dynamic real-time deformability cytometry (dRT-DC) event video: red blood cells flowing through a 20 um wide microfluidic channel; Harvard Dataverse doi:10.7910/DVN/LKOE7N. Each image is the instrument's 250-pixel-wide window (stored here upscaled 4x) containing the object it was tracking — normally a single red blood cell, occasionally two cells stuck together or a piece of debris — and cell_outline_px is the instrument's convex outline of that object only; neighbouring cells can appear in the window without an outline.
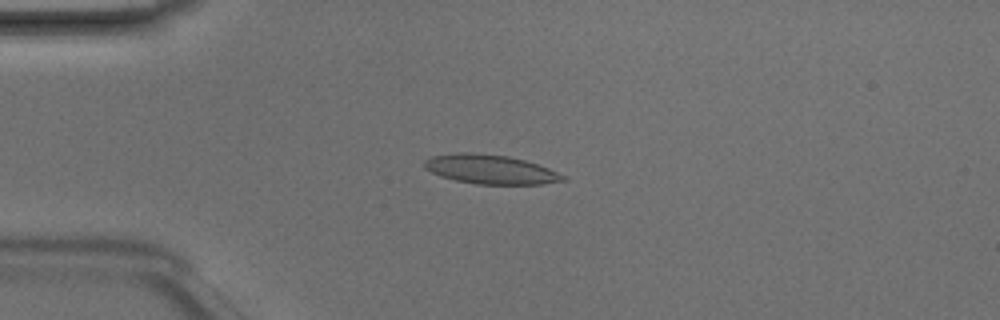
{"species": "Egyptian fruit bat (a non-hibernating species)", "species_latin": "Rousettus aegyptiacus", "temperature_condition": "room temperature", "stored_images_in_passage": 42, "camera_frame_rate_fps": 3000, "um_per_image_px": 0.085, "animal": {"sex": "male"}, "frame": {"image": 1, "passage_image": 12, "time_ms": 3.667, "image_size_px": [1000, 320], "cell_outline_px": [[568, 180], [544, 184], [476, 184], [456, 180], [440, 176], [424, 168], [424, 160], [432, 156], [460, 152], [472, 152], [508, 156], [524, 160], [548, 168], [568, 176]], "centroid_in_image_um": [41.71, 14.4], "position_along_channel_um": 43.3, "area_um2": 23.64}}
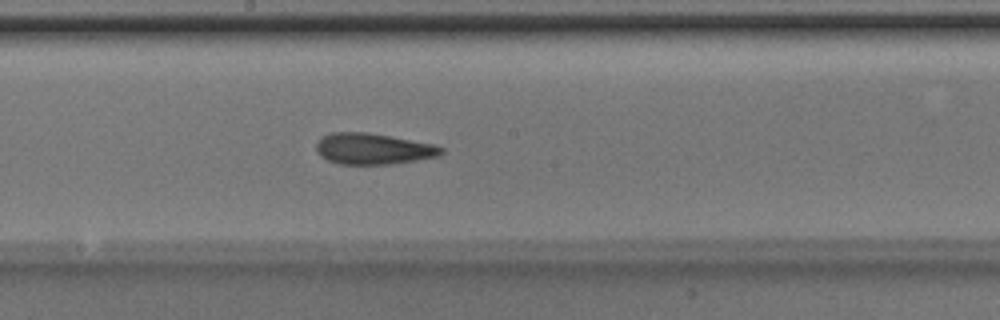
{"frame": {"image": 2, "passage_image": 26, "time_ms": 8.333, "image_size_px": [1000, 320], "cell_outline_px": [[444, 152], [440, 156], [392, 164], [340, 164], [328, 160], [320, 156], [316, 152], [316, 140], [320, 136], [332, 132], [368, 132], [436, 144], [444, 148]], "centroid_in_image_um": [31.71, 12.64], "position_along_channel_um": 216.5, "area_um2": 23.0}}
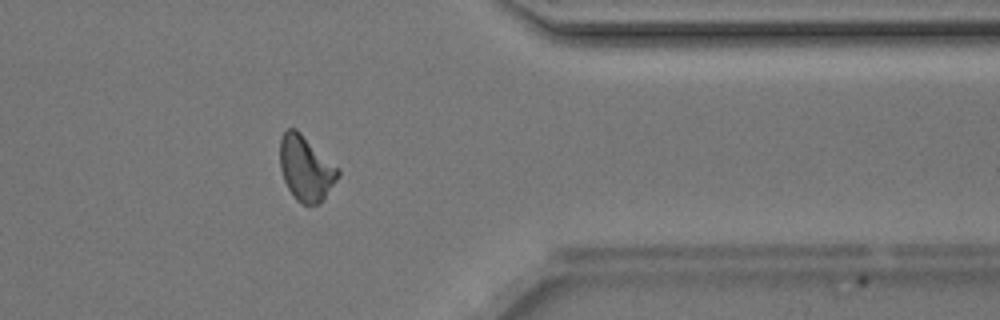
{"frame": {"image": 3, "passage_image": 39, "time_ms": 12.667, "image_size_px": [1000, 320], "cell_outline_px": [[340, 176], [320, 204], [300, 204], [296, 200], [288, 188], [284, 180], [280, 168], [280, 136], [288, 128], [296, 128], [340, 168]], "centroid_in_image_um": [26.01, 14.3], "position_along_channel_um": 385.4, "area_um2": 22.25}, "authors_computed_cell_mechanics": {"area_um2": 22.831, "velocity_mm_per_s": 4.1979, "shape_relaxation_time_tau1_ms": 4.6825, "shape_relaxation_time_tau2_ms": 1.9016, "deformation_change_tau1": 0.1369, "deformation_change_tau2": 0.0919}}